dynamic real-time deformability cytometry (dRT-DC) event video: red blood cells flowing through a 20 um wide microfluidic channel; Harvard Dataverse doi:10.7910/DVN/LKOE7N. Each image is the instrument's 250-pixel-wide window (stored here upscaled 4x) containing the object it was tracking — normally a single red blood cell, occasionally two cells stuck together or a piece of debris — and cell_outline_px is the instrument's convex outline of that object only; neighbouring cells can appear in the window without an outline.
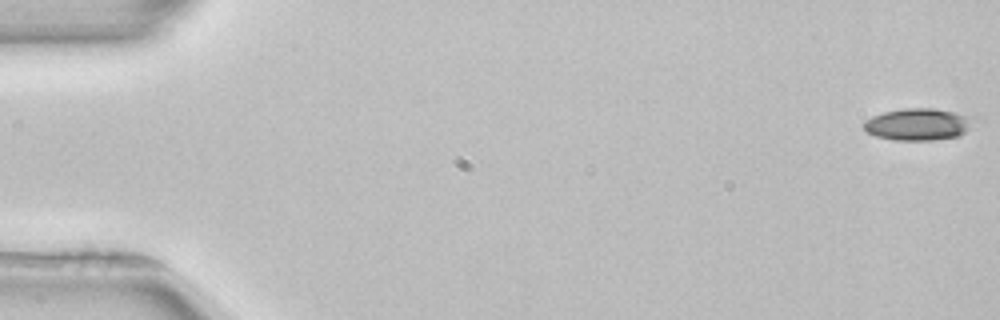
{"species": "common noctule bat (a hibernating species)", "species_latin": "Nyctalus noctula", "temperature_condition": "room temperature", "stored_images_in_passage": 53, "camera_frame_rate_fps": 3000, "um_per_image_px": 0.085, "animal": {"sex": "female", "body_mass_g": 22.7, "forearm_length_mm": 54.2}, "frame": {"image": 1, "passage_image": 1, "time_ms": 0.0, "image_size_px": [1000, 320], "cell_outline_px": [[968, 128], [960, 136], [932, 140], [892, 140], [876, 136], [868, 132], [864, 128], [864, 120], [872, 116], [884, 112], [904, 108], [936, 108], [956, 112], [964, 116]], "centroid_in_image_um": [77.91, 10.57], "position_along_channel_um": 7.1, "area_um2": 19.88}}
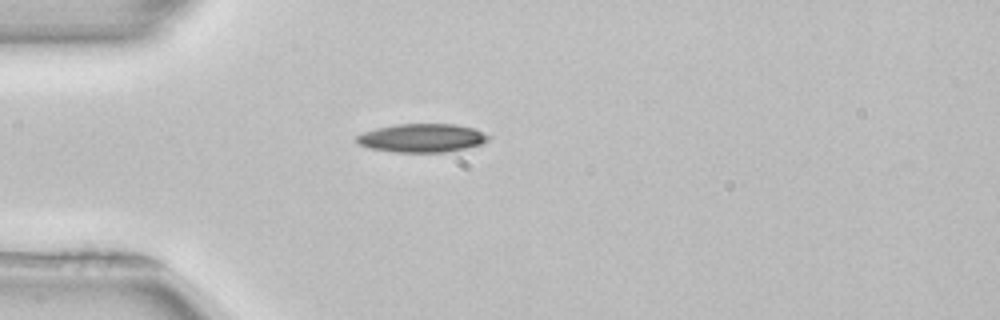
{"frame": {"image": 2, "passage_image": 15, "time_ms": 4.667, "image_size_px": [1000, 320], "cell_outline_px": [[492, 136], [488, 140], [480, 144], [468, 148], [448, 152], [396, 152], [372, 148], [360, 144], [356, 140], [356, 136], [364, 132], [376, 128], [396, 124], [452, 124], [476, 128]], "centroid_in_image_um": [35.93, 11.72], "position_along_channel_um": 49.1, "area_um2": 21.91}, "authors_computed_cell_mechanics": {"area_um2": 20.808, "velocity_mm_per_s": 3.9449, "shape_relaxation_time_tau1_ms": 4.043, "shape_relaxation_time_tau2_ms": null, "deformation_change_tau1": 0.1357, "deformation_change_tau2": null}}